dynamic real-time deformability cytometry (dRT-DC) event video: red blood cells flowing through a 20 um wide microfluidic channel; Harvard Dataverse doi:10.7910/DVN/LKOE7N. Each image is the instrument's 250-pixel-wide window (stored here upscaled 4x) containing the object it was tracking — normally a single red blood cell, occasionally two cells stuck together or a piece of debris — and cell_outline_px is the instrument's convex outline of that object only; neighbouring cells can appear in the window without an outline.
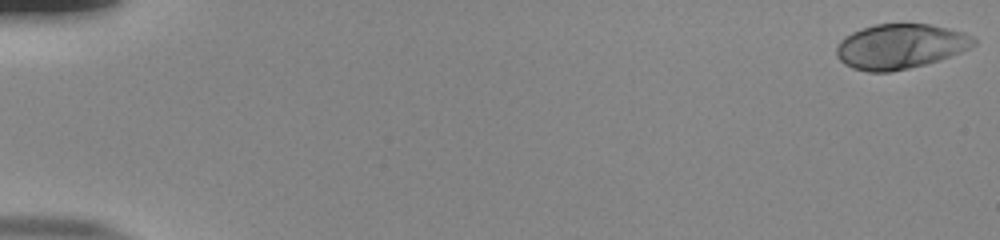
{"species": "human", "species_latin": "Homo sapiens", "temperature_condition": "room temperature", "stored_images_in_passage": 55, "camera_frame_rate_fps": 3000, "um_per_image_px": 0.085, "donor": {"sex": "male"}, "frame": {"image": 1, "passage_image": 1, "time_ms": 0.0, "image_size_px": [1000, 240], "cell_outline_px": [[976, 44], [960, 52], [940, 60], [892, 72], [868, 72], [852, 68], [844, 64], [836, 56], [836, 48], [840, 40], [844, 36], [852, 32], [876, 24], [928, 24], [948, 28], [964, 32], [972, 36], [976, 40]], "centroid_in_image_um": [76.5, 3.95], "position_along_channel_um": 8.5, "area_um2": 35.89}}
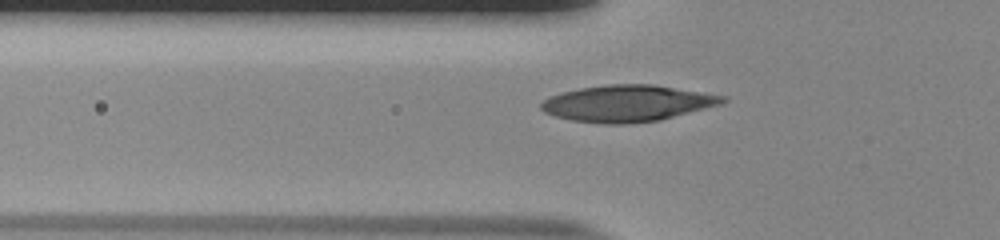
{"frame": {"image": 2, "passage_image": 20, "time_ms": 6.333, "image_size_px": [1000, 240], "cell_outline_px": [[728, 100], [724, 104], [660, 120], [628, 124], [600, 124], [572, 120], [556, 116], [544, 112], [540, 108], [540, 104], [548, 96], [580, 88], [608, 84], [652, 84], [728, 96]], "centroid_in_image_um": [53.37, 8.79], "position_along_channel_um": 72.4, "area_um2": 38.84}}
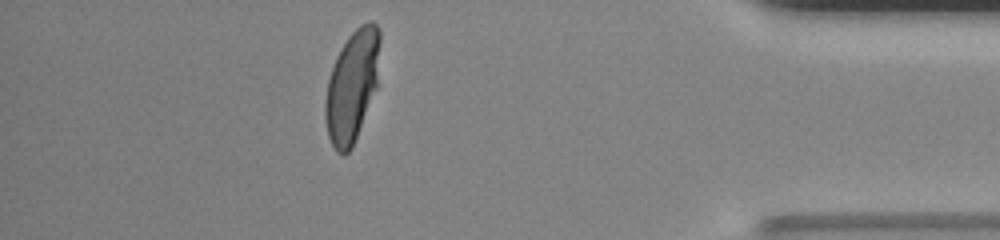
{"frame": {"image": 3, "passage_image": 49, "time_ms": 16.0, "image_size_px": [1000, 240], "cell_outline_px": [[380, 44], [376, 88], [352, 148], [344, 156], [336, 152], [328, 136], [324, 120], [324, 100], [328, 80], [336, 56], [340, 48], [348, 36], [360, 24], [368, 20], [372, 20], [380, 28]], "centroid_in_image_um": [29.91, 7.29], "position_along_channel_um": 405.3, "area_um2": 35.78}, "authors_computed_cell_mechanics": {"area_um2": 35.9516, "velocity_mm_per_s": 3.8197, "shape_relaxation_time_tau1_ms": 3.9864, "shape_relaxation_time_tau2_ms": null, "deformation_change_tau1": 0.2193, "deformation_change_tau2": null}}